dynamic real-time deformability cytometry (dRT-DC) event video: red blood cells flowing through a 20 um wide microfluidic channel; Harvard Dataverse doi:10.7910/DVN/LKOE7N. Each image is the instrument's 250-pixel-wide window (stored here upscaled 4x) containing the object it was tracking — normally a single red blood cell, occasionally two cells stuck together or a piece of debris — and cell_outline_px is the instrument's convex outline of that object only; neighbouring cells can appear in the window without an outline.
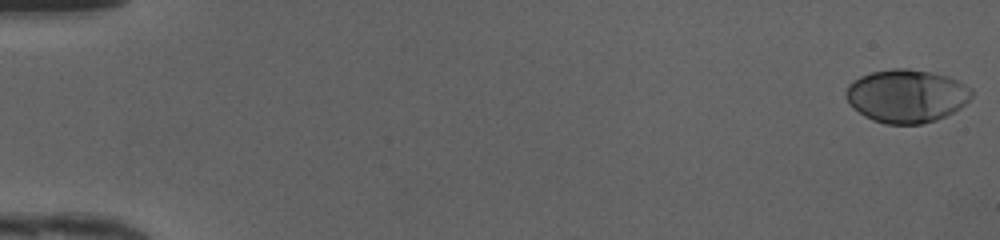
{"species": "human", "species_latin": "Homo sapiens", "temperature_condition": "cold", "stored_images_in_passage": 49, "camera_frame_rate_fps": 3000, "um_per_image_px": 0.085, "donor": {"sex": "female"}, "frame": {"image": 1, "passage_image": 1, "time_ms": 0.0, "image_size_px": [1000, 240], "cell_outline_px": [[972, 96], [960, 108], [936, 120], [920, 124], [884, 124], [872, 120], [864, 116], [848, 100], [844, 92], [848, 84], [852, 80], [860, 76], [872, 72], [892, 68], [908, 68], [932, 72], [948, 76], [972, 88]], "centroid_in_image_um": [77.05, 8.14], "position_along_channel_um": 8.0, "area_um2": 38.9}}
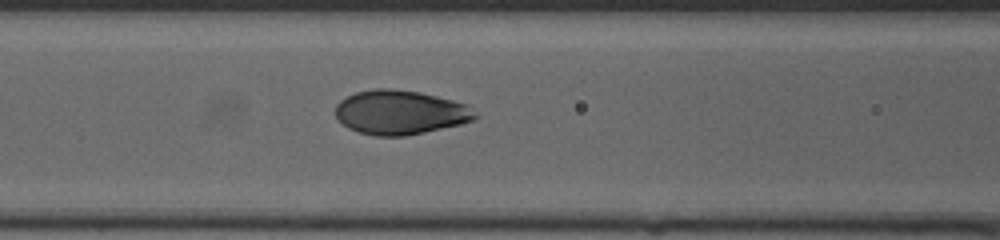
{"frame": {"image": 2, "passage_image": 22, "time_ms": 7.0, "image_size_px": [1000, 240], "cell_outline_px": [[476, 116], [472, 120], [460, 124], [424, 132], [404, 136], [376, 136], [360, 132], [348, 128], [336, 116], [336, 104], [340, 100], [356, 92], [376, 88], [388, 88], [420, 92], [468, 104]], "centroid_in_image_um": [33.99, 9.54], "position_along_channel_um": 132.6, "area_um2": 35.66}}
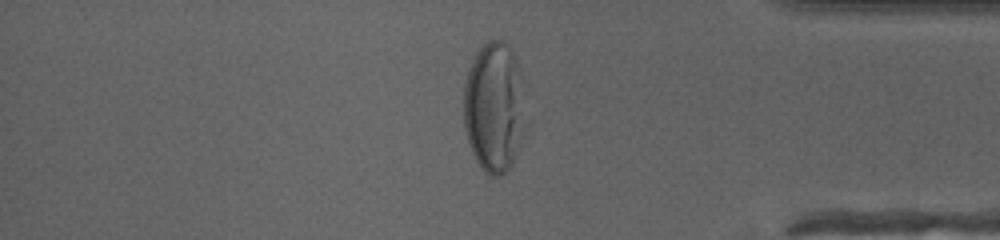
{"frame": {"image": 3, "passage_image": 42, "time_ms": 13.667, "image_size_px": [1000, 240], "cell_outline_px": [[516, 148], [512, 160], [508, 168], [500, 176], [492, 176], [484, 172], [476, 160], [468, 144], [464, 128], [464, 84], [468, 68], [476, 52], [488, 40], [500, 40], [508, 44], [516, 60]], "centroid_in_image_um": [41.78, 9.09], "position_along_channel_um": 393.4, "area_um2": 43.12}, "authors_computed_cell_mechanics": {"area_um2": 37.6278, "velocity_mm_per_s": 4.2017, "shape_relaxation_time_tau1_ms": 2.5459, "shape_relaxation_time_tau2_ms": null, "deformation_change_tau1": 0.1547, "deformation_change_tau2": null}}